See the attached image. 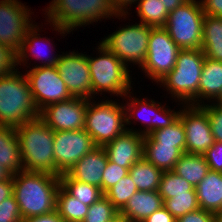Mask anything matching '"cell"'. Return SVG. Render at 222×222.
Here are the masks:
<instances>
[{"label": "cell", "mask_w": 222, "mask_h": 222, "mask_svg": "<svg viewBox=\"0 0 222 222\" xmlns=\"http://www.w3.org/2000/svg\"><path fill=\"white\" fill-rule=\"evenodd\" d=\"M60 186L57 175L25 170L13 174V195L22 219L55 211Z\"/></svg>", "instance_id": "obj_1"}, {"label": "cell", "mask_w": 222, "mask_h": 222, "mask_svg": "<svg viewBox=\"0 0 222 222\" xmlns=\"http://www.w3.org/2000/svg\"><path fill=\"white\" fill-rule=\"evenodd\" d=\"M45 9L47 22L60 34H69L76 27H85L101 18L126 19V14H116L110 0H52Z\"/></svg>", "instance_id": "obj_2"}, {"label": "cell", "mask_w": 222, "mask_h": 222, "mask_svg": "<svg viewBox=\"0 0 222 222\" xmlns=\"http://www.w3.org/2000/svg\"><path fill=\"white\" fill-rule=\"evenodd\" d=\"M23 170L56 175L54 131L40 118L16 127Z\"/></svg>", "instance_id": "obj_3"}, {"label": "cell", "mask_w": 222, "mask_h": 222, "mask_svg": "<svg viewBox=\"0 0 222 222\" xmlns=\"http://www.w3.org/2000/svg\"><path fill=\"white\" fill-rule=\"evenodd\" d=\"M29 83L18 70L0 76V125L18 127L39 118Z\"/></svg>", "instance_id": "obj_4"}, {"label": "cell", "mask_w": 222, "mask_h": 222, "mask_svg": "<svg viewBox=\"0 0 222 222\" xmlns=\"http://www.w3.org/2000/svg\"><path fill=\"white\" fill-rule=\"evenodd\" d=\"M204 59L202 49L180 50L174 68L159 84L166 88L171 97L182 101L181 104L199 105L198 86Z\"/></svg>", "instance_id": "obj_5"}, {"label": "cell", "mask_w": 222, "mask_h": 222, "mask_svg": "<svg viewBox=\"0 0 222 222\" xmlns=\"http://www.w3.org/2000/svg\"><path fill=\"white\" fill-rule=\"evenodd\" d=\"M99 57L87 55L91 75L93 95L103 92L116 96H128L131 91V76L127 66L112 52L107 50L101 43L98 46ZM99 92V93H98Z\"/></svg>", "instance_id": "obj_6"}, {"label": "cell", "mask_w": 222, "mask_h": 222, "mask_svg": "<svg viewBox=\"0 0 222 222\" xmlns=\"http://www.w3.org/2000/svg\"><path fill=\"white\" fill-rule=\"evenodd\" d=\"M91 100L85 114L84 130L96 146H104L126 130L124 104L108 99L101 103Z\"/></svg>", "instance_id": "obj_7"}, {"label": "cell", "mask_w": 222, "mask_h": 222, "mask_svg": "<svg viewBox=\"0 0 222 222\" xmlns=\"http://www.w3.org/2000/svg\"><path fill=\"white\" fill-rule=\"evenodd\" d=\"M204 15L201 0H188L169 12L164 28L181 50L201 49Z\"/></svg>", "instance_id": "obj_8"}, {"label": "cell", "mask_w": 222, "mask_h": 222, "mask_svg": "<svg viewBox=\"0 0 222 222\" xmlns=\"http://www.w3.org/2000/svg\"><path fill=\"white\" fill-rule=\"evenodd\" d=\"M151 28L143 23L126 25L103 38L100 43L127 67L130 62L141 68L146 60Z\"/></svg>", "instance_id": "obj_9"}, {"label": "cell", "mask_w": 222, "mask_h": 222, "mask_svg": "<svg viewBox=\"0 0 222 222\" xmlns=\"http://www.w3.org/2000/svg\"><path fill=\"white\" fill-rule=\"evenodd\" d=\"M180 50L164 27L151 28L142 71L158 83L174 68Z\"/></svg>", "instance_id": "obj_10"}, {"label": "cell", "mask_w": 222, "mask_h": 222, "mask_svg": "<svg viewBox=\"0 0 222 222\" xmlns=\"http://www.w3.org/2000/svg\"><path fill=\"white\" fill-rule=\"evenodd\" d=\"M25 76L39 111L48 105L72 98L56 66H34Z\"/></svg>", "instance_id": "obj_11"}, {"label": "cell", "mask_w": 222, "mask_h": 222, "mask_svg": "<svg viewBox=\"0 0 222 222\" xmlns=\"http://www.w3.org/2000/svg\"><path fill=\"white\" fill-rule=\"evenodd\" d=\"M18 0H0V44L19 52L26 32L34 25L30 9Z\"/></svg>", "instance_id": "obj_12"}, {"label": "cell", "mask_w": 222, "mask_h": 222, "mask_svg": "<svg viewBox=\"0 0 222 222\" xmlns=\"http://www.w3.org/2000/svg\"><path fill=\"white\" fill-rule=\"evenodd\" d=\"M92 137L84 130L54 132L56 175L67 173L84 155L94 149Z\"/></svg>", "instance_id": "obj_13"}, {"label": "cell", "mask_w": 222, "mask_h": 222, "mask_svg": "<svg viewBox=\"0 0 222 222\" xmlns=\"http://www.w3.org/2000/svg\"><path fill=\"white\" fill-rule=\"evenodd\" d=\"M128 94V97H130V103L127 101V105H124L126 126L132 124L130 120L133 121V119L134 122L135 119L136 121L138 120V122H142L141 124L146 127H144L142 131L139 130L138 133L142 134L143 136L149 135L158 129L168 127L179 118L180 110L176 112L169 108L166 109L164 108V105L161 106V103H157L155 100L146 101V98L141 100L134 97L132 98L130 96V91Z\"/></svg>", "instance_id": "obj_14"}, {"label": "cell", "mask_w": 222, "mask_h": 222, "mask_svg": "<svg viewBox=\"0 0 222 222\" xmlns=\"http://www.w3.org/2000/svg\"><path fill=\"white\" fill-rule=\"evenodd\" d=\"M180 109L186 136V153L203 155L214 143L208 114L201 105L186 104Z\"/></svg>", "instance_id": "obj_15"}, {"label": "cell", "mask_w": 222, "mask_h": 222, "mask_svg": "<svg viewBox=\"0 0 222 222\" xmlns=\"http://www.w3.org/2000/svg\"><path fill=\"white\" fill-rule=\"evenodd\" d=\"M56 69L72 97L93 98L91 75L86 54L74 51L63 53L56 63Z\"/></svg>", "instance_id": "obj_16"}, {"label": "cell", "mask_w": 222, "mask_h": 222, "mask_svg": "<svg viewBox=\"0 0 222 222\" xmlns=\"http://www.w3.org/2000/svg\"><path fill=\"white\" fill-rule=\"evenodd\" d=\"M88 102L89 99L72 97L43 108L39 118L54 132L84 129Z\"/></svg>", "instance_id": "obj_17"}, {"label": "cell", "mask_w": 222, "mask_h": 222, "mask_svg": "<svg viewBox=\"0 0 222 222\" xmlns=\"http://www.w3.org/2000/svg\"><path fill=\"white\" fill-rule=\"evenodd\" d=\"M144 136L138 130L126 127V130L103 148L108 160L120 167L130 169L143 157Z\"/></svg>", "instance_id": "obj_18"}, {"label": "cell", "mask_w": 222, "mask_h": 222, "mask_svg": "<svg viewBox=\"0 0 222 222\" xmlns=\"http://www.w3.org/2000/svg\"><path fill=\"white\" fill-rule=\"evenodd\" d=\"M107 162L108 156L103 146H96L75 163L67 174L79 182L95 185L102 191V177Z\"/></svg>", "instance_id": "obj_19"}, {"label": "cell", "mask_w": 222, "mask_h": 222, "mask_svg": "<svg viewBox=\"0 0 222 222\" xmlns=\"http://www.w3.org/2000/svg\"><path fill=\"white\" fill-rule=\"evenodd\" d=\"M164 206L158 191H137L127 202L119 215L126 222H143L149 215Z\"/></svg>", "instance_id": "obj_20"}, {"label": "cell", "mask_w": 222, "mask_h": 222, "mask_svg": "<svg viewBox=\"0 0 222 222\" xmlns=\"http://www.w3.org/2000/svg\"><path fill=\"white\" fill-rule=\"evenodd\" d=\"M195 190L200 209L213 214L222 210V172L210 170Z\"/></svg>", "instance_id": "obj_21"}, {"label": "cell", "mask_w": 222, "mask_h": 222, "mask_svg": "<svg viewBox=\"0 0 222 222\" xmlns=\"http://www.w3.org/2000/svg\"><path fill=\"white\" fill-rule=\"evenodd\" d=\"M184 152L175 144H157L149 135L144 136L143 157L162 171H171Z\"/></svg>", "instance_id": "obj_22"}, {"label": "cell", "mask_w": 222, "mask_h": 222, "mask_svg": "<svg viewBox=\"0 0 222 222\" xmlns=\"http://www.w3.org/2000/svg\"><path fill=\"white\" fill-rule=\"evenodd\" d=\"M0 164L12 174L23 171L16 127L0 125Z\"/></svg>", "instance_id": "obj_23"}, {"label": "cell", "mask_w": 222, "mask_h": 222, "mask_svg": "<svg viewBox=\"0 0 222 222\" xmlns=\"http://www.w3.org/2000/svg\"><path fill=\"white\" fill-rule=\"evenodd\" d=\"M222 92V62L205 57L198 86L199 105L204 100H216ZM201 99V100H199ZM201 101V102H200Z\"/></svg>", "instance_id": "obj_24"}, {"label": "cell", "mask_w": 222, "mask_h": 222, "mask_svg": "<svg viewBox=\"0 0 222 222\" xmlns=\"http://www.w3.org/2000/svg\"><path fill=\"white\" fill-rule=\"evenodd\" d=\"M201 49L206 58L222 62V17L204 15Z\"/></svg>", "instance_id": "obj_25"}, {"label": "cell", "mask_w": 222, "mask_h": 222, "mask_svg": "<svg viewBox=\"0 0 222 222\" xmlns=\"http://www.w3.org/2000/svg\"><path fill=\"white\" fill-rule=\"evenodd\" d=\"M38 29H39V26L33 25L26 32L25 37H24V39L22 41L21 48H20L19 52L17 53V65H19V64L21 65V63L24 64V63L28 62L29 61L28 56H30L32 54L33 55L32 57L37 58V60L38 59L42 60L41 62L43 63L42 65H38L37 64L35 67H39V66H56V63L58 62V60L60 58V54L58 56L57 55L54 56V54L53 55L51 54L52 55V56L50 55L51 58L49 56V57L43 59L45 57V55H47V54H45V53H44L45 55L42 54L43 52L40 51V50H42V48H43V47L41 48V46H43V44L44 45H46V44L43 43L41 45V43L42 42H48L49 39H47V40L43 39V40H45V41H43L41 39V37H40V34H38V32H39ZM37 49H39V50L37 51ZM28 51H30V53H28ZM43 60H45V61H43Z\"/></svg>", "instance_id": "obj_26"}, {"label": "cell", "mask_w": 222, "mask_h": 222, "mask_svg": "<svg viewBox=\"0 0 222 222\" xmlns=\"http://www.w3.org/2000/svg\"><path fill=\"white\" fill-rule=\"evenodd\" d=\"M172 171L196 187L210 169L204 155L184 153Z\"/></svg>", "instance_id": "obj_27"}, {"label": "cell", "mask_w": 222, "mask_h": 222, "mask_svg": "<svg viewBox=\"0 0 222 222\" xmlns=\"http://www.w3.org/2000/svg\"><path fill=\"white\" fill-rule=\"evenodd\" d=\"M163 171L144 157L139 159L130 169L129 174L138 191H158Z\"/></svg>", "instance_id": "obj_28"}, {"label": "cell", "mask_w": 222, "mask_h": 222, "mask_svg": "<svg viewBox=\"0 0 222 222\" xmlns=\"http://www.w3.org/2000/svg\"><path fill=\"white\" fill-rule=\"evenodd\" d=\"M59 177L61 186L71 196L87 206H91L94 202L104 196L101 188L72 179L67 173H63Z\"/></svg>", "instance_id": "obj_29"}, {"label": "cell", "mask_w": 222, "mask_h": 222, "mask_svg": "<svg viewBox=\"0 0 222 222\" xmlns=\"http://www.w3.org/2000/svg\"><path fill=\"white\" fill-rule=\"evenodd\" d=\"M89 206L71 196L62 186L57 192L56 210L65 221L82 222L88 213Z\"/></svg>", "instance_id": "obj_30"}, {"label": "cell", "mask_w": 222, "mask_h": 222, "mask_svg": "<svg viewBox=\"0 0 222 222\" xmlns=\"http://www.w3.org/2000/svg\"><path fill=\"white\" fill-rule=\"evenodd\" d=\"M137 14L140 23L152 28L164 27L167 21L168 12L161 0H138Z\"/></svg>", "instance_id": "obj_31"}, {"label": "cell", "mask_w": 222, "mask_h": 222, "mask_svg": "<svg viewBox=\"0 0 222 222\" xmlns=\"http://www.w3.org/2000/svg\"><path fill=\"white\" fill-rule=\"evenodd\" d=\"M189 191H196L195 187L174 171H163L158 193L163 201L180 194H188Z\"/></svg>", "instance_id": "obj_32"}, {"label": "cell", "mask_w": 222, "mask_h": 222, "mask_svg": "<svg viewBox=\"0 0 222 222\" xmlns=\"http://www.w3.org/2000/svg\"><path fill=\"white\" fill-rule=\"evenodd\" d=\"M149 136L157 144H175V147L186 153L185 129L180 118L168 127L153 131Z\"/></svg>", "instance_id": "obj_33"}, {"label": "cell", "mask_w": 222, "mask_h": 222, "mask_svg": "<svg viewBox=\"0 0 222 222\" xmlns=\"http://www.w3.org/2000/svg\"><path fill=\"white\" fill-rule=\"evenodd\" d=\"M137 187L133 182L130 174L123 177L112 188H110L104 196L110 203L120 212L128 200L137 192Z\"/></svg>", "instance_id": "obj_34"}, {"label": "cell", "mask_w": 222, "mask_h": 222, "mask_svg": "<svg viewBox=\"0 0 222 222\" xmlns=\"http://www.w3.org/2000/svg\"><path fill=\"white\" fill-rule=\"evenodd\" d=\"M164 207L177 219L191 211L199 209L196 191H189L188 194H180L166 199Z\"/></svg>", "instance_id": "obj_35"}, {"label": "cell", "mask_w": 222, "mask_h": 222, "mask_svg": "<svg viewBox=\"0 0 222 222\" xmlns=\"http://www.w3.org/2000/svg\"><path fill=\"white\" fill-rule=\"evenodd\" d=\"M119 215V211L105 197L89 206L88 213L82 222H110Z\"/></svg>", "instance_id": "obj_36"}, {"label": "cell", "mask_w": 222, "mask_h": 222, "mask_svg": "<svg viewBox=\"0 0 222 222\" xmlns=\"http://www.w3.org/2000/svg\"><path fill=\"white\" fill-rule=\"evenodd\" d=\"M208 114V119L211 127L214 140L217 142H222V104L221 103H212L210 104H201Z\"/></svg>", "instance_id": "obj_37"}, {"label": "cell", "mask_w": 222, "mask_h": 222, "mask_svg": "<svg viewBox=\"0 0 222 222\" xmlns=\"http://www.w3.org/2000/svg\"><path fill=\"white\" fill-rule=\"evenodd\" d=\"M129 174V169L108 160L102 177V193L105 194L110 188L118 183L123 177Z\"/></svg>", "instance_id": "obj_38"}, {"label": "cell", "mask_w": 222, "mask_h": 222, "mask_svg": "<svg viewBox=\"0 0 222 222\" xmlns=\"http://www.w3.org/2000/svg\"><path fill=\"white\" fill-rule=\"evenodd\" d=\"M15 196L12 195L0 204V222H22Z\"/></svg>", "instance_id": "obj_39"}, {"label": "cell", "mask_w": 222, "mask_h": 222, "mask_svg": "<svg viewBox=\"0 0 222 222\" xmlns=\"http://www.w3.org/2000/svg\"><path fill=\"white\" fill-rule=\"evenodd\" d=\"M17 53L10 47L0 44V76H7L17 68Z\"/></svg>", "instance_id": "obj_40"}, {"label": "cell", "mask_w": 222, "mask_h": 222, "mask_svg": "<svg viewBox=\"0 0 222 222\" xmlns=\"http://www.w3.org/2000/svg\"><path fill=\"white\" fill-rule=\"evenodd\" d=\"M203 155L211 171L222 172V142L215 141Z\"/></svg>", "instance_id": "obj_41"}, {"label": "cell", "mask_w": 222, "mask_h": 222, "mask_svg": "<svg viewBox=\"0 0 222 222\" xmlns=\"http://www.w3.org/2000/svg\"><path fill=\"white\" fill-rule=\"evenodd\" d=\"M176 222H214V214L199 208L178 217Z\"/></svg>", "instance_id": "obj_42"}, {"label": "cell", "mask_w": 222, "mask_h": 222, "mask_svg": "<svg viewBox=\"0 0 222 222\" xmlns=\"http://www.w3.org/2000/svg\"><path fill=\"white\" fill-rule=\"evenodd\" d=\"M205 15L222 17V0H202Z\"/></svg>", "instance_id": "obj_43"}, {"label": "cell", "mask_w": 222, "mask_h": 222, "mask_svg": "<svg viewBox=\"0 0 222 222\" xmlns=\"http://www.w3.org/2000/svg\"><path fill=\"white\" fill-rule=\"evenodd\" d=\"M143 222H176V218L163 206L149 215Z\"/></svg>", "instance_id": "obj_44"}, {"label": "cell", "mask_w": 222, "mask_h": 222, "mask_svg": "<svg viewBox=\"0 0 222 222\" xmlns=\"http://www.w3.org/2000/svg\"><path fill=\"white\" fill-rule=\"evenodd\" d=\"M22 222H64V220L59 216L57 210H55L48 214L23 219Z\"/></svg>", "instance_id": "obj_45"}, {"label": "cell", "mask_w": 222, "mask_h": 222, "mask_svg": "<svg viewBox=\"0 0 222 222\" xmlns=\"http://www.w3.org/2000/svg\"><path fill=\"white\" fill-rule=\"evenodd\" d=\"M13 195V175L6 179L0 180V204L5 199Z\"/></svg>", "instance_id": "obj_46"}, {"label": "cell", "mask_w": 222, "mask_h": 222, "mask_svg": "<svg viewBox=\"0 0 222 222\" xmlns=\"http://www.w3.org/2000/svg\"><path fill=\"white\" fill-rule=\"evenodd\" d=\"M111 5L116 14H128V7H131L132 3L137 4L138 0H110Z\"/></svg>", "instance_id": "obj_47"}, {"label": "cell", "mask_w": 222, "mask_h": 222, "mask_svg": "<svg viewBox=\"0 0 222 222\" xmlns=\"http://www.w3.org/2000/svg\"><path fill=\"white\" fill-rule=\"evenodd\" d=\"M162 4L165 6L166 11L169 13L176 9L178 6L183 5L188 0H161Z\"/></svg>", "instance_id": "obj_48"}, {"label": "cell", "mask_w": 222, "mask_h": 222, "mask_svg": "<svg viewBox=\"0 0 222 222\" xmlns=\"http://www.w3.org/2000/svg\"><path fill=\"white\" fill-rule=\"evenodd\" d=\"M13 174L0 164V180H6Z\"/></svg>", "instance_id": "obj_49"}, {"label": "cell", "mask_w": 222, "mask_h": 222, "mask_svg": "<svg viewBox=\"0 0 222 222\" xmlns=\"http://www.w3.org/2000/svg\"><path fill=\"white\" fill-rule=\"evenodd\" d=\"M214 222H222V210L214 213Z\"/></svg>", "instance_id": "obj_50"}, {"label": "cell", "mask_w": 222, "mask_h": 222, "mask_svg": "<svg viewBox=\"0 0 222 222\" xmlns=\"http://www.w3.org/2000/svg\"><path fill=\"white\" fill-rule=\"evenodd\" d=\"M110 222H126L120 215H118L114 220Z\"/></svg>", "instance_id": "obj_51"}, {"label": "cell", "mask_w": 222, "mask_h": 222, "mask_svg": "<svg viewBox=\"0 0 222 222\" xmlns=\"http://www.w3.org/2000/svg\"><path fill=\"white\" fill-rule=\"evenodd\" d=\"M216 102L222 104V92H221V94L219 95V97L216 99Z\"/></svg>", "instance_id": "obj_52"}]
</instances>
